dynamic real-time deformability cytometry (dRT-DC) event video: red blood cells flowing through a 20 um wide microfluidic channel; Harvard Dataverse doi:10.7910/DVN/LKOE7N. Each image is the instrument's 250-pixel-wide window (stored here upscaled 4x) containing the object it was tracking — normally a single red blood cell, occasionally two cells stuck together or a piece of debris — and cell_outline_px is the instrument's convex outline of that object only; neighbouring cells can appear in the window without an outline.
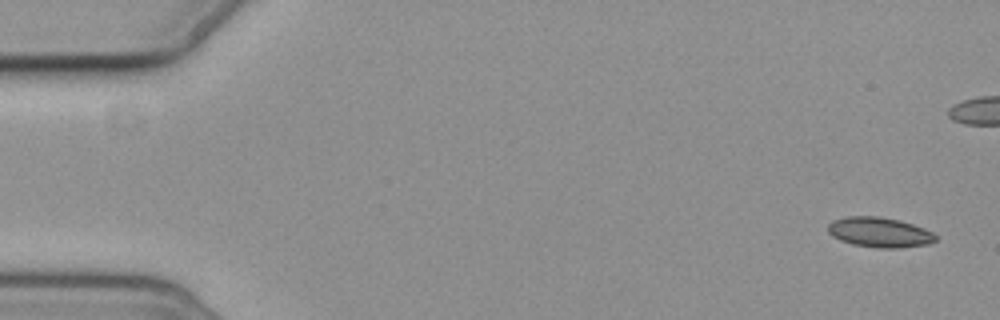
{"species": "common noctule bat (a hibernating species)", "species_latin": "Nyctalus noctula", "temperature_condition": "cold", "stored_images_in_passage": 6, "camera_frame_rate_fps": 3000, "um_per_image_px": 0.085, "animal": {"sex": "female", "body_mass_g": 19.3, "forearm_length_mm": 54.1}, "frame": {"image": 1, "passage_image": 6, "time_ms": 6.0, "image_size_px": [1000, 320], "cell_outline_px": [[936, 240], [928, 244], [900, 248], [876, 248], [852, 244], [840, 240], [832, 236], [828, 232], [828, 224], [832, 220], [848, 216], [880, 216], [900, 220], [924, 228], [932, 232], [936, 236]], "centroid_in_image_um": [74.74, 19.74], "position_along_channel_um": 10.3, "area_um2": 18.96}}